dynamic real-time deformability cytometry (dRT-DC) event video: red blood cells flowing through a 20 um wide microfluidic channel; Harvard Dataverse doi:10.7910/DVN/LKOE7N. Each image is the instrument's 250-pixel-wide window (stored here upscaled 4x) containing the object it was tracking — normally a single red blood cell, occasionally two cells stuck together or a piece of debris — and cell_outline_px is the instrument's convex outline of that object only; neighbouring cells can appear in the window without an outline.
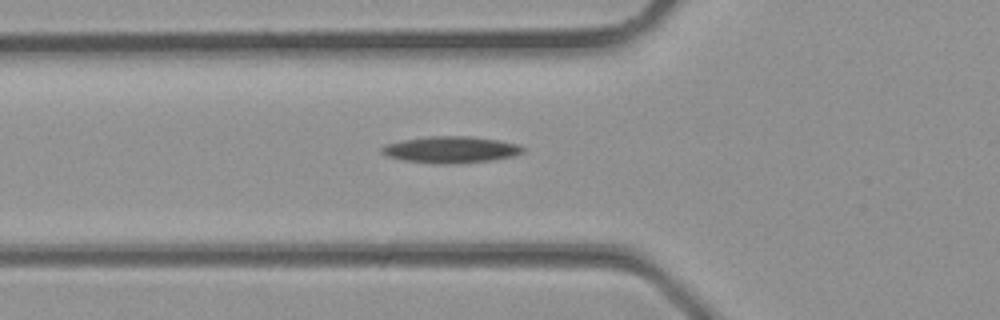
{"species": "common noctule bat (a hibernating species)", "species_latin": "Nyctalus noctula", "temperature_condition": "room temperature", "stored_images_in_passage": 24, "camera_frame_rate_fps": 3000, "um_per_image_px": 0.085, "animal": {"sex": "male", "body_mass_g": 23.1, "forearm_length_mm": 52.7}, "frame": {"image": 1, "passage_image": 4, "time_ms": 1.0, "image_size_px": [1000, 320], "cell_outline_px": [[528, 148], [524, 152], [512, 156], [492, 160], [448, 164], [436, 164], [404, 160], [388, 156], [380, 152], [380, 148], [384, 144], [404, 140], [428, 136], [468, 136], [500, 140], [520, 144]], "centroid_in_image_um": [38.36, 12.71], "position_along_channel_um": 87.4, "area_um2": 22.02}}
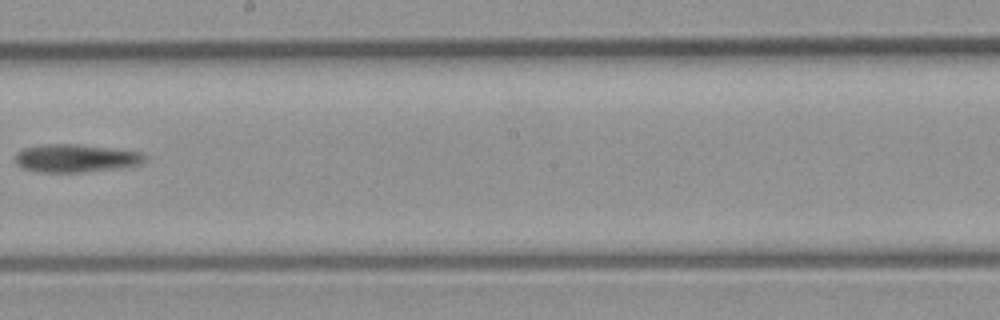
{"frame": {"image": 2, "passage_image": 12, "time_ms": 3.667, "image_size_px": [1000, 320], "cell_outline_px": [[148, 156], [140, 164], [120, 168], [80, 172], [40, 172], [24, 168], [16, 164], [16, 152], [24, 148], [44, 144], [80, 144], [120, 148], [140, 152]], "centroid_in_image_um": [6.48, 13.43], "position_along_channel_um": 241.7, "area_um2": 21.33}}
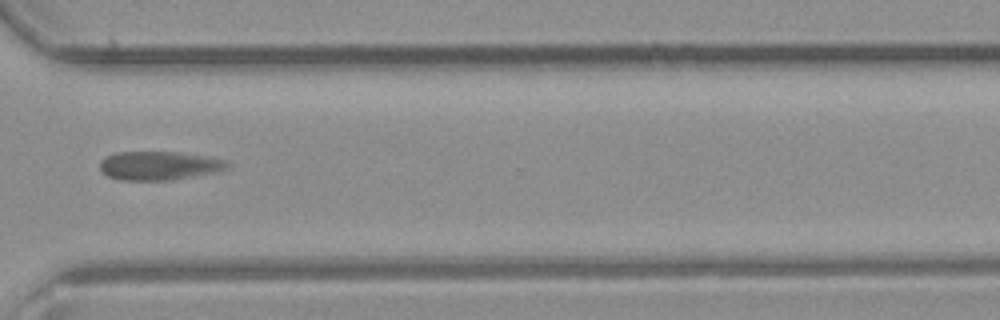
{"frame": {"image": 3, "passage_image": 18, "time_ms": 5.667, "image_size_px": [1000, 320], "cell_outline_px": [[232, 164], [228, 168], [216, 172], [172, 180], [120, 180], [108, 176], [100, 168], [100, 160], [116, 152], [176, 152], [228, 160]], "centroid_in_image_um": [13.55, 14.08], "position_along_channel_um": 357.0, "area_um2": 21.27}}